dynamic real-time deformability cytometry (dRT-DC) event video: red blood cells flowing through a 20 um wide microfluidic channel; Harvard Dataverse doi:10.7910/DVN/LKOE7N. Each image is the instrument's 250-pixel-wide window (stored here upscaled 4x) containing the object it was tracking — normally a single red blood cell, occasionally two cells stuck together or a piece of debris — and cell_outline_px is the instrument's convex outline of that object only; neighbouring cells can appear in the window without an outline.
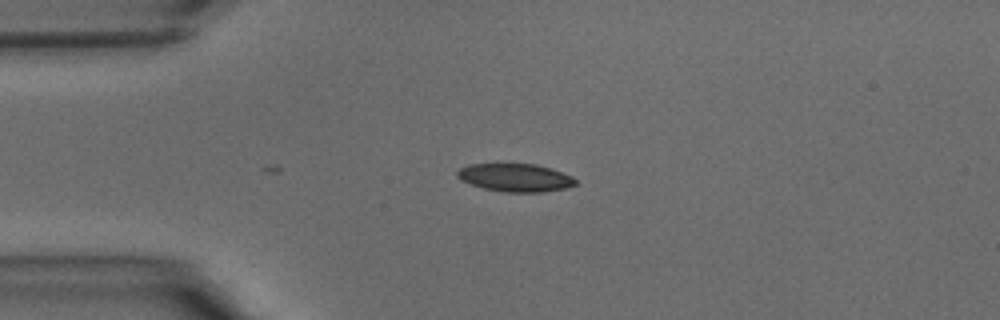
{"species": "common noctule bat (a hibernating species)", "species_latin": "Nyctalus noctula", "temperature_condition": "warm", "stored_images_in_passage": 3, "camera_frame_rate_fps": 3000, "um_per_image_px": 0.085, "animal": {"sex": "male", "body_mass_g": 15.6}, "frame": {"image": 1, "passage_image": 3, "time_ms": 0.667, "image_size_px": [1000, 320], "cell_outline_px": [[576, 184], [564, 188], [544, 192], [504, 192], [484, 188], [460, 180], [456, 176], [456, 172], [460, 168], [468, 164], [536, 164], [552, 168], [572, 176], [576, 180]], "centroid_in_image_um": [43.79, 15.09], "position_along_channel_um": 41.2, "area_um2": 19.31}}